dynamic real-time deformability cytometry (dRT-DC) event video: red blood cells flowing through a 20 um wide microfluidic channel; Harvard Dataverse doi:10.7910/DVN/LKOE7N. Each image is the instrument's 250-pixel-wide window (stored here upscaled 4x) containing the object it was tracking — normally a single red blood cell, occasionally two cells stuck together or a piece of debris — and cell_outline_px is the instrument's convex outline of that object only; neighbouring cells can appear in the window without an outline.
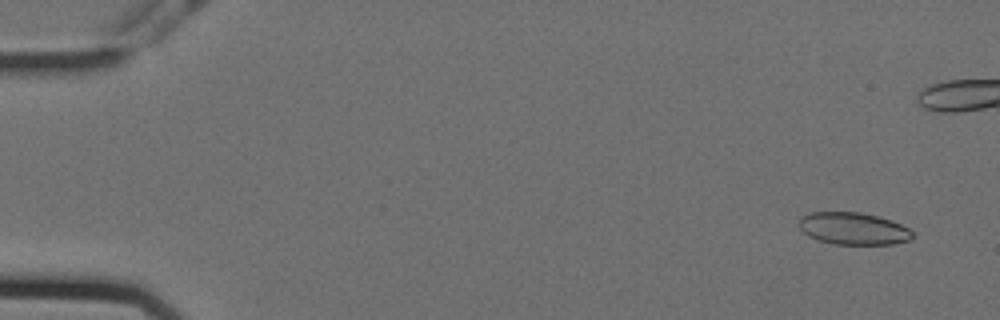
{"species": "Egyptian fruit bat (a non-hibernating species)", "species_latin": "Rousettus aegyptiacus", "temperature_condition": "cold", "stored_images_in_passage": 48, "camera_frame_rate_fps": 3000, "um_per_image_px": 0.085, "animal": {"sex": "female"}, "frame": {"image": 1, "passage_image": 4, "time_ms": 1.0, "image_size_px": [1000, 320], "cell_outline_px": [[912, 236], [908, 240], [892, 244], [832, 244], [808, 236], [796, 224], [800, 216], [808, 212], [860, 212], [892, 220], [908, 228], [912, 232]], "centroid_in_image_um": [72.47, 19.41], "position_along_channel_um": 12.5, "area_um2": 21.33}}
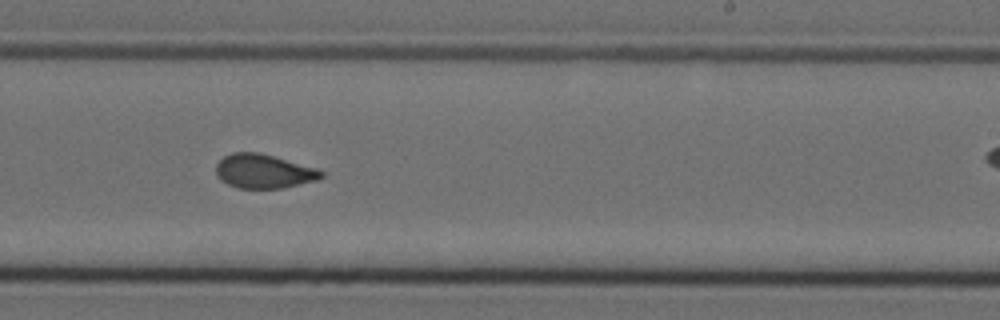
{"frame": {"image": 2, "passage_image": 36, "time_ms": 11.667, "image_size_px": [1000, 320], "cell_outline_px": [[324, 176], [316, 180], [284, 188], [236, 188], [220, 180], [216, 176], [216, 164], [224, 156], [232, 152], [260, 152], [320, 168], [324, 172]], "centroid_in_image_um": [22.44, 14.55], "position_along_channel_um": 266.6, "area_um2": 21.27}}
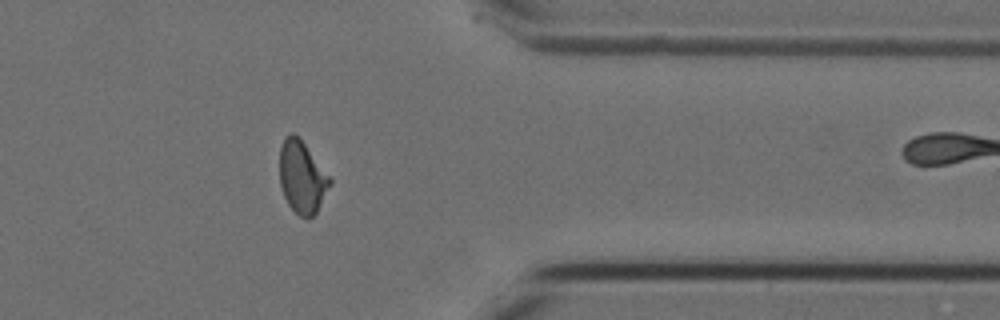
{"frame": {"image": 3, "passage_image": 47, "time_ms": 15.333, "image_size_px": [1000, 320], "cell_outline_px": [[332, 184], [316, 212], [308, 220], [300, 216], [288, 204], [284, 196], [280, 184], [280, 148], [284, 140], [292, 132], [304, 144], [332, 180]], "centroid_in_image_um": [25.68, 15.11], "position_along_channel_um": 385.7, "area_um2": 20.69}}